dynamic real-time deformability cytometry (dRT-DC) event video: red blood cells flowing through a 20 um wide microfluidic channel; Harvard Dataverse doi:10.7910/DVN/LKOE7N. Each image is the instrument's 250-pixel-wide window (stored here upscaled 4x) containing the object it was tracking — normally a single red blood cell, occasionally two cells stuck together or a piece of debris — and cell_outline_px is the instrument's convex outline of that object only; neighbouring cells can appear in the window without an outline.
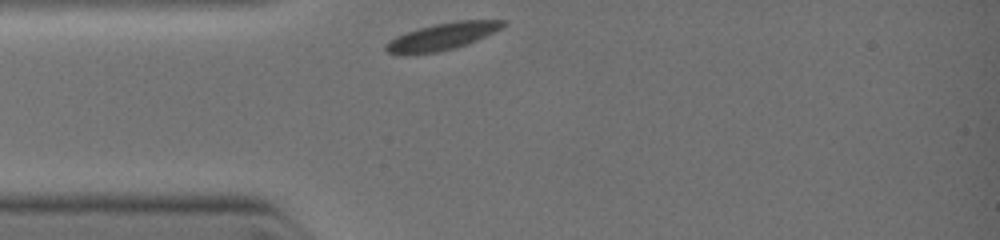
{"species": "common noctule bat (a hibernating species)", "species_latin": "Nyctalus noctula", "temperature_condition": "warm", "stored_images_in_passage": 1, "camera_frame_rate_fps": 3000, "um_per_image_px": 0.085, "animal": {"sex": "female", "body_mass_g": 19.0, "forearm_length_mm": 51.5}, "frame": {"image": 1, "passage_image": 1, "time_ms": 0.0, "image_size_px": [1000, 240], "cell_outline_px": [[508, 24], [504, 28], [468, 44], [436, 52], [408, 56], [396, 56], [388, 52], [384, 48], [384, 44], [388, 40], [404, 32], [436, 24], [456, 20], [508, 20]], "centroid_in_image_um": [37.56, 3.12], "position_along_channel_um": 47.4, "area_um2": 19.02}}